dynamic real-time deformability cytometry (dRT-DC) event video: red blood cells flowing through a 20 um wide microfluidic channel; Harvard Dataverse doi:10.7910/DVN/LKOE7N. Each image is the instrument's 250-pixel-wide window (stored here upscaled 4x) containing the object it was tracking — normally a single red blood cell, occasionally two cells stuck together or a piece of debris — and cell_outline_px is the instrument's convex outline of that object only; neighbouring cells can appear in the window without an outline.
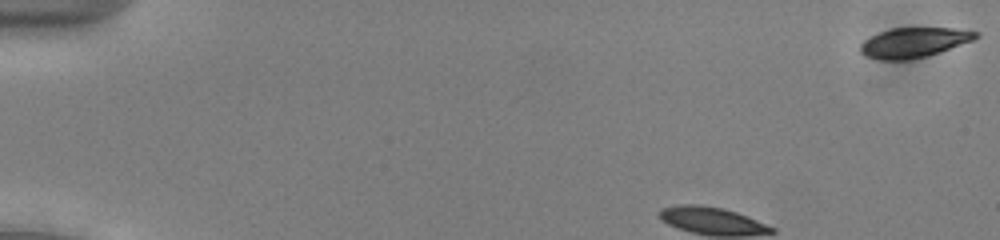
{"species": "common noctule bat (a hibernating species)", "species_latin": "Nyctalus noctula", "temperature_condition": "cold", "stored_images_in_passage": 47, "camera_frame_rate_fps": 3000, "um_per_image_px": 0.085, "animal": {"sex": "male", "body_mass_g": 13.0, "forearm_length_mm": 53.1}, "frame": {"image": 1, "passage_image": 1, "time_ms": 0.0, "image_size_px": [1000, 240], "cell_outline_px": [[980, 36], [972, 40], [940, 52], [928, 56], [908, 60], [880, 60], [868, 56], [860, 52], [860, 44], [864, 40], [880, 32], [892, 28], [952, 28], [980, 32]], "centroid_in_image_um": [77.69, 3.62], "position_along_channel_um": 7.3, "area_um2": 20.0}}
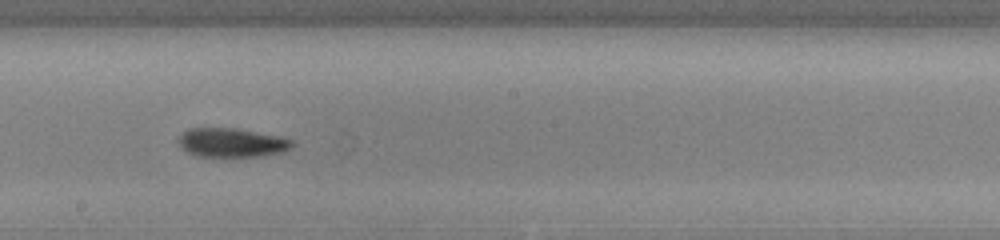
{"frame": {"image": 2, "passage_image": 24, "time_ms": 7.667, "image_size_px": [1000, 240], "cell_outline_px": [[292, 148], [284, 152], [260, 156], [200, 156], [188, 152], [180, 148], [176, 140], [188, 128], [236, 128], [280, 136], [292, 140]], "centroid_in_image_um": [19.69, 12.12], "position_along_channel_um": 228.5, "area_um2": 19.25}}
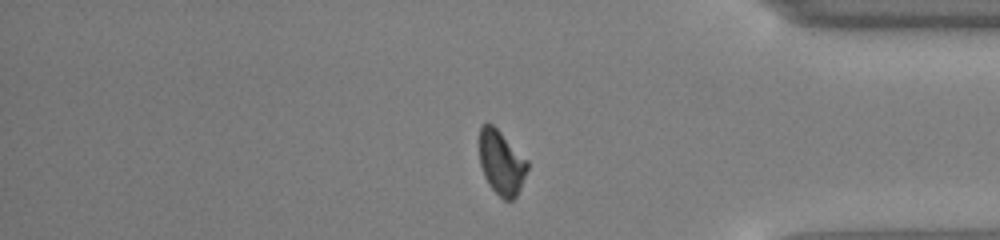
{"frame": {"image": 3, "passage_image": 38, "time_ms": 12.333, "image_size_px": [1000, 240], "cell_outline_px": [[528, 168], [520, 188], [516, 196], [512, 200], [504, 200], [488, 184], [484, 176], [480, 164], [480, 128], [484, 124], [492, 124], [528, 160]], "centroid_in_image_um": [42.62, 13.84], "position_along_channel_um": 392.6, "area_um2": 17.69}, "authors_computed_cell_mechanics": {"area_um2": 18.9584, "velocity_mm_per_s": 3.9038, "shape_relaxation_time_tau1_ms": 3.2234, "shape_relaxation_time_tau2_ms": 3.1132, "deformation_change_tau1": 0.1277, "deformation_change_tau2": 0.0375}}